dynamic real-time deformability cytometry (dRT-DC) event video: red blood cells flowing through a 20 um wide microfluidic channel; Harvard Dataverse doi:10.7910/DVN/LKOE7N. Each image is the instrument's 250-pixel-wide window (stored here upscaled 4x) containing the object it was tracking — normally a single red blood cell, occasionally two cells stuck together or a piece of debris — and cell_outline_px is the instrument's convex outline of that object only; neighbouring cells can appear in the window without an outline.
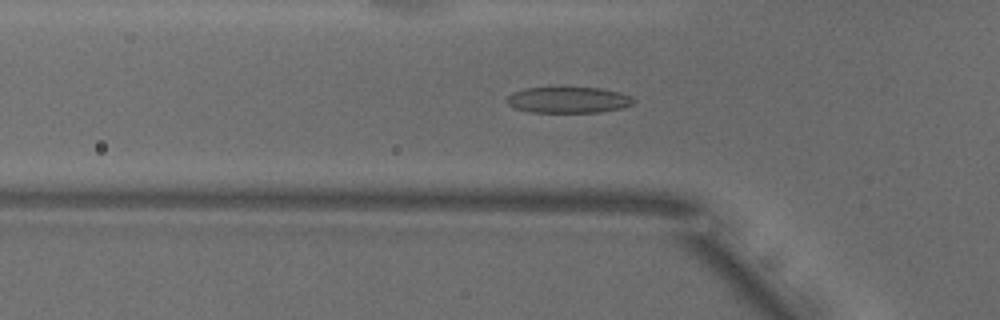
{"species": "common noctule bat (a hibernating species)", "species_latin": "Nyctalus noctula", "temperature_condition": "warm", "stored_images_in_passage": 44, "camera_frame_rate_fps": 3000, "um_per_image_px": 0.085, "animal": {"sex": "male", "body_mass_g": 18.8}, "frame": {"image": 1, "passage_image": 9, "time_ms": 2.667, "image_size_px": [1000, 320], "cell_outline_px": [[636, 100], [632, 104], [624, 108], [600, 112], [532, 112], [512, 108], [504, 100], [512, 92], [524, 88], [600, 88], [620, 92], [632, 96]], "centroid_in_image_um": [48.3, 8.5], "position_along_channel_um": 77.5, "area_um2": 19.42}}
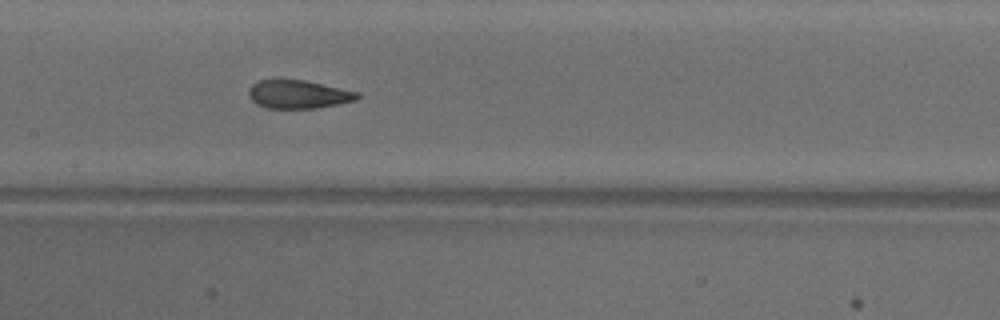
{"frame": {"image": 2, "passage_image": 17, "time_ms": 5.333, "image_size_px": [1000, 320], "cell_outline_px": [[360, 96], [356, 100], [316, 108], [268, 108], [256, 104], [248, 96], [248, 88], [252, 84], [260, 80], [304, 80], [360, 92]], "centroid_in_image_um": [25.35, 8.02], "position_along_channel_um": 182.1, "area_um2": 17.86}}
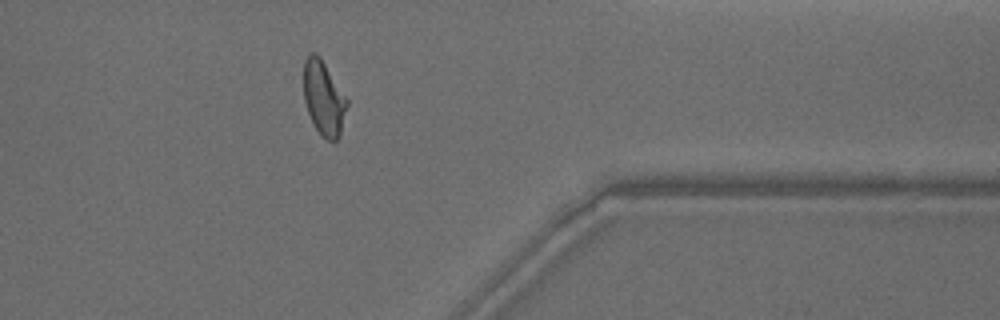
{"frame": {"image": 3, "passage_image": 34, "time_ms": 11.0, "image_size_px": [1000, 320], "cell_outline_px": [[348, 104], [340, 136], [336, 140], [328, 140], [320, 136], [308, 112], [304, 100], [304, 60], [308, 52], [316, 52], [320, 56], [348, 100]], "centroid_in_image_um": [27.51, 8.32], "position_along_channel_um": 383.9, "area_um2": 18.84}, "authors_computed_cell_mechanics": {"area_um2": 18.8717, "velocity_mm_per_s": 3.8717, "shape_relaxation_time_tau1_ms": 5.4167, "shape_relaxation_time_tau2_ms": 1.0226, "deformation_change_tau1": 0.2107, "deformation_change_tau2": 0.0865}}